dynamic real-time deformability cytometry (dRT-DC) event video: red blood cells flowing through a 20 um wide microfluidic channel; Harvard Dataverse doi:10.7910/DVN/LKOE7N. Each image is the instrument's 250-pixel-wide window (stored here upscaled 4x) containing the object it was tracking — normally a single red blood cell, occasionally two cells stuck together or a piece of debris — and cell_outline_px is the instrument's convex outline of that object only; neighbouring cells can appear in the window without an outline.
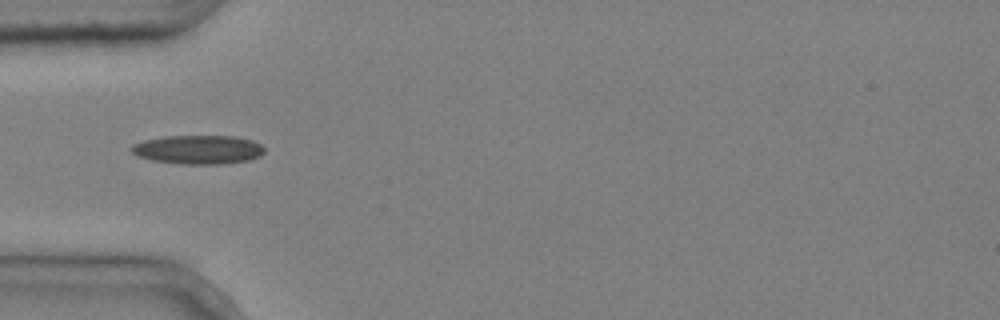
{"species": "common noctule bat (a hibernating species)", "species_latin": "Nyctalus noctula", "temperature_condition": "cold", "stored_images_in_passage": 6, "camera_frame_rate_fps": 3000, "um_per_image_px": 0.085, "animal": {"sex": "male", "body_mass_g": 20.4}, "frame": {"image": 1, "passage_image": 1, "time_ms": 0.0, "image_size_px": [1000, 320], "cell_outline_px": [[264, 152], [260, 156], [248, 160], [220, 164], [180, 164], [152, 160], [136, 156], [132, 152], [132, 144], [144, 140], [164, 136], [236, 136], [252, 140], [260, 144], [264, 148]], "centroid_in_image_um": [16.84, 12.71], "position_along_channel_um": 68.2, "area_um2": 22.43}}
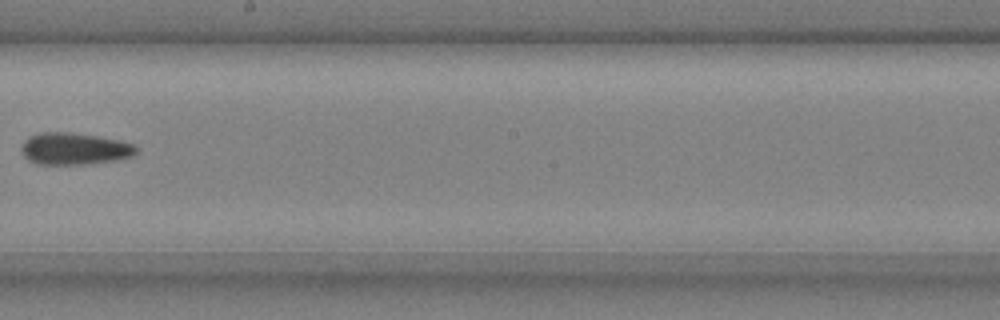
{"frame": {"image": 2, "passage_image": 5, "time_ms": 1.333, "image_size_px": [1000, 320], "cell_outline_px": [[136, 152], [132, 156], [116, 160], [84, 164], [36, 164], [28, 160], [24, 156], [24, 140], [28, 136], [40, 132], [68, 132], [96, 136], [120, 140], [132, 144], [136, 148]], "centroid_in_image_um": [6.31, 12.64], "position_along_channel_um": 241.9, "area_um2": 21.1}}
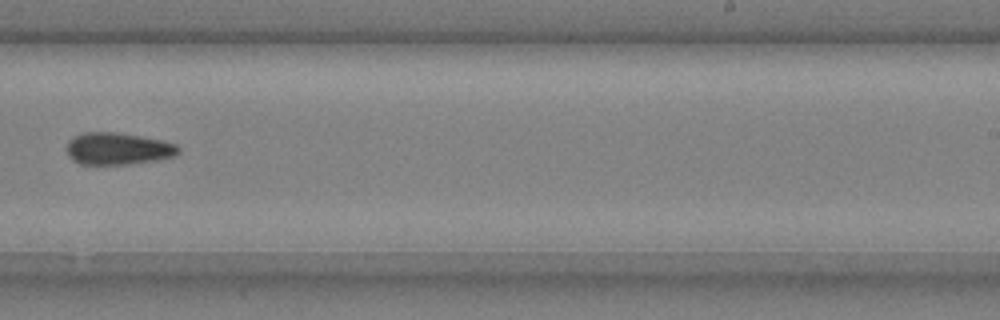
{"frame": {"image": 3, "passage_image": 6, "time_ms": 1.667, "image_size_px": [1000, 320], "cell_outline_px": [[180, 152], [176, 156], [156, 160], [128, 164], [80, 164], [72, 160], [68, 156], [68, 140], [72, 136], [84, 132], [116, 132], [140, 136], [160, 140], [176, 144], [180, 148]], "centroid_in_image_um": [10.02, 12.63], "position_along_channel_um": 279.0, "area_um2": 20.92}}